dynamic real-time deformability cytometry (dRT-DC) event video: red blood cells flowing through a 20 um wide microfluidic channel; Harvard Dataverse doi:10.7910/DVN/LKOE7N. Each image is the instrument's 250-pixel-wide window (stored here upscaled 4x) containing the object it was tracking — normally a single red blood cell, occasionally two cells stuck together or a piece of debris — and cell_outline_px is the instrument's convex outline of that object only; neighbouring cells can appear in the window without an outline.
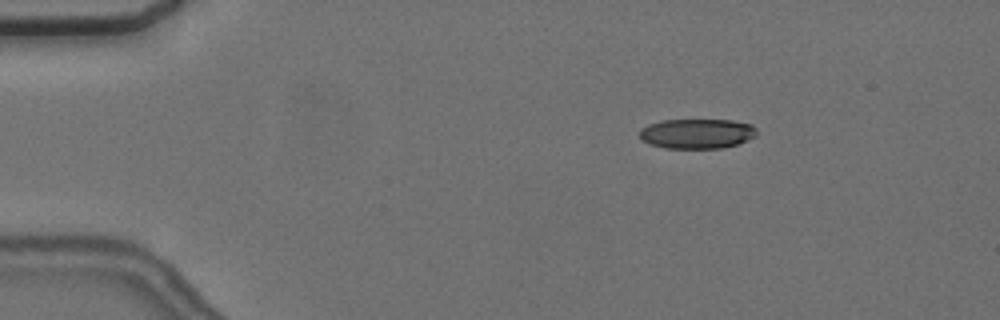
{"species": "common noctule bat (a hibernating species)", "species_latin": "Nyctalus noctula", "temperature_condition": "cold", "stored_images_in_passage": 5, "camera_frame_rate_fps": 3000, "um_per_image_px": 0.085, "animal": {"sex": "female", "body_mass_g": 24.6, "forearm_length_mm": 56.2}, "frame": {"image": 1, "passage_image": 3, "time_ms": 2.333, "image_size_px": [1000, 320], "cell_outline_px": [[756, 136], [748, 140], [736, 144], [720, 148], [664, 148], [652, 144], [644, 140], [640, 136], [640, 128], [648, 124], [660, 120], [732, 120], [752, 124], [756, 128]], "centroid_in_image_um": [59.26, 11.34], "position_along_channel_um": 25.7, "area_um2": 20.35}}